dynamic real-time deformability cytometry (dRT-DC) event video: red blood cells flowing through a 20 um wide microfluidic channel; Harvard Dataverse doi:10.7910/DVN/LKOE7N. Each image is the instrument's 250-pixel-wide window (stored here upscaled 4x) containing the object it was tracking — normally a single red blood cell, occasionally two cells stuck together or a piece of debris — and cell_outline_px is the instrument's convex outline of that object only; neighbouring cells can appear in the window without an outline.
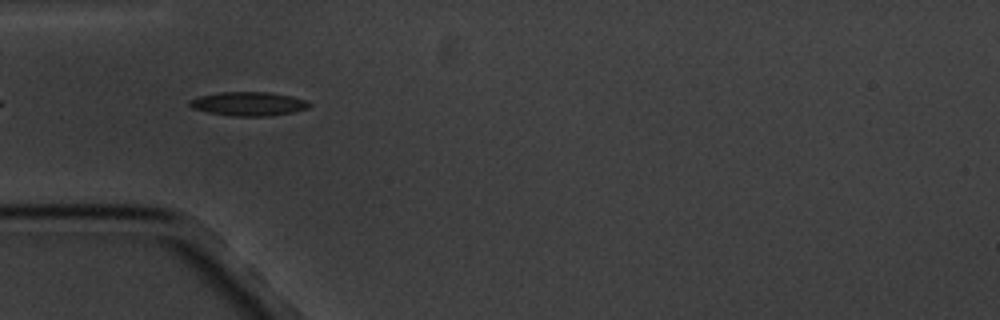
{"species": "common noctule bat (a hibernating species)", "species_latin": "Nyctalus noctula", "temperature_condition": "cold", "stored_images_in_passage": 9, "segment_of_instrument_passage": [2, 2], "camera_frame_rate_fps": 3000, "um_per_image_px": 0.085, "animal": {"sex": "male", "body_mass_g": 20.1, "forearm_length_mm": 53.5}, "frame": {"image": 1, "passage_image": 6, "time_ms": 5.667, "image_size_px": [1000, 320], "cell_outline_px": [[312, 104], [308, 108], [292, 112], [272, 116], [232, 116], [208, 112], [192, 108], [188, 104], [188, 100], [200, 96], [220, 92], [268, 92], [292, 96], [304, 100]], "centroid_in_image_um": [21.11, 8.82], "position_along_channel_um": 63.9, "area_um2": 16.65}}
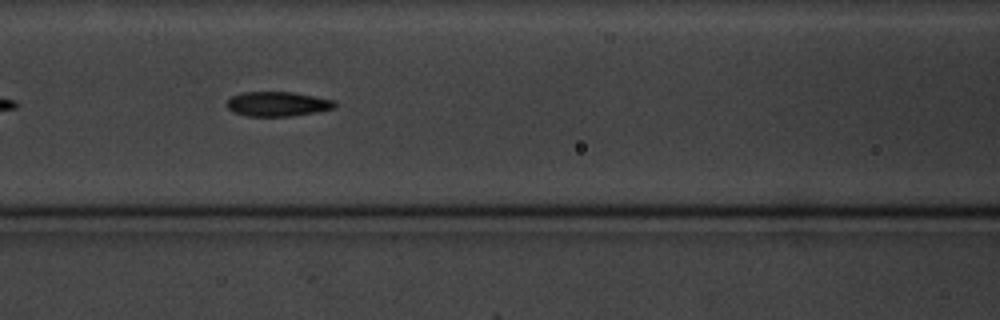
{"frame": {"image": 2, "passage_image": 8, "time_ms": 8.0, "image_size_px": [1000, 320], "cell_outline_px": [[336, 108], [316, 112], [292, 116], [248, 116], [232, 112], [224, 104], [232, 96], [240, 92], [292, 92], [336, 100]], "centroid_in_image_um": [23.59, 8.84], "position_along_channel_um": 143.0, "area_um2": 15.66}}
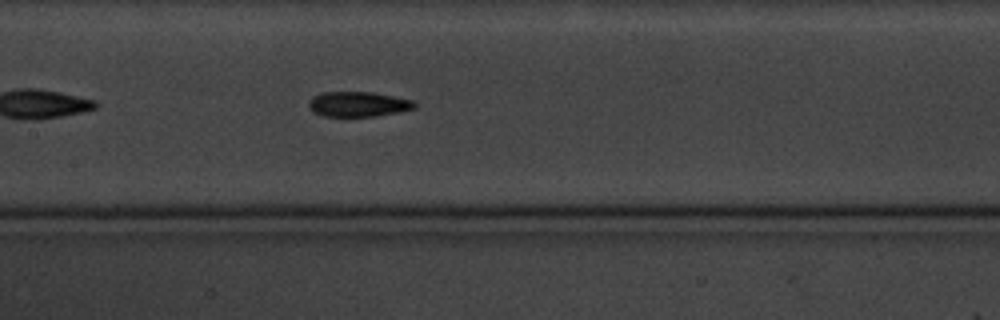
{"frame": {"image": 3, "passage_image": 9, "time_ms": 9.0, "image_size_px": [1000, 320], "cell_outline_px": [[416, 108], [400, 112], [376, 116], [324, 116], [312, 112], [308, 104], [312, 96], [324, 92], [372, 92], [416, 100]], "centroid_in_image_um": [30.48, 8.85], "position_along_channel_um": 176.9, "area_um2": 15.61}}